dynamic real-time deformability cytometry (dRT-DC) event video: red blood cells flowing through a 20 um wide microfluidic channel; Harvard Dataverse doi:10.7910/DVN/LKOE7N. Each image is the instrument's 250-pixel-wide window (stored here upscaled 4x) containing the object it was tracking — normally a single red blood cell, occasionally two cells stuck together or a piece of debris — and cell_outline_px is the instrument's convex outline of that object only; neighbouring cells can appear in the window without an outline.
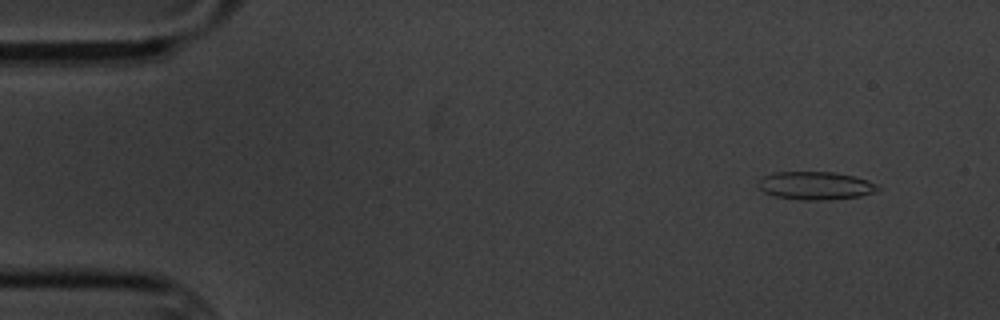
{"species": "common noctule bat (a hibernating species)", "species_latin": "Nyctalus noctula", "temperature_condition": "cold", "stored_images_in_passage": 5, "camera_frame_rate_fps": 3000, "um_per_image_px": 0.085, "animal": {"sex": "male", "body_mass_g": 20.1, "forearm_length_mm": 53.5}, "frame": {"image": 1, "passage_image": 2, "time_ms": 1.0, "image_size_px": [1000, 320], "cell_outline_px": [[880, 188], [876, 192], [860, 196], [828, 200], [800, 200], [772, 196], [764, 192], [756, 184], [764, 176], [772, 172], [832, 172], [852, 176], [868, 180], [876, 184]], "centroid_in_image_um": [69.29, 15.79], "position_along_channel_um": 15.7, "area_um2": 19.65}}
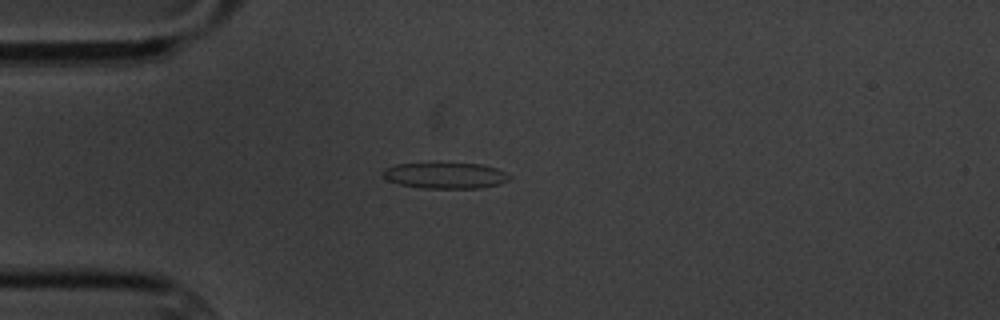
{"frame": {"image": 2, "passage_image": 5, "time_ms": 4.333, "image_size_px": [1000, 320], "cell_outline_px": [[512, 176], [508, 180], [500, 184], [480, 188], [420, 188], [400, 184], [388, 180], [380, 172], [384, 168], [396, 164], [480, 164], [496, 168]], "centroid_in_image_um": [37.85, 14.93], "position_along_channel_um": 47.2, "area_um2": 18.96}}